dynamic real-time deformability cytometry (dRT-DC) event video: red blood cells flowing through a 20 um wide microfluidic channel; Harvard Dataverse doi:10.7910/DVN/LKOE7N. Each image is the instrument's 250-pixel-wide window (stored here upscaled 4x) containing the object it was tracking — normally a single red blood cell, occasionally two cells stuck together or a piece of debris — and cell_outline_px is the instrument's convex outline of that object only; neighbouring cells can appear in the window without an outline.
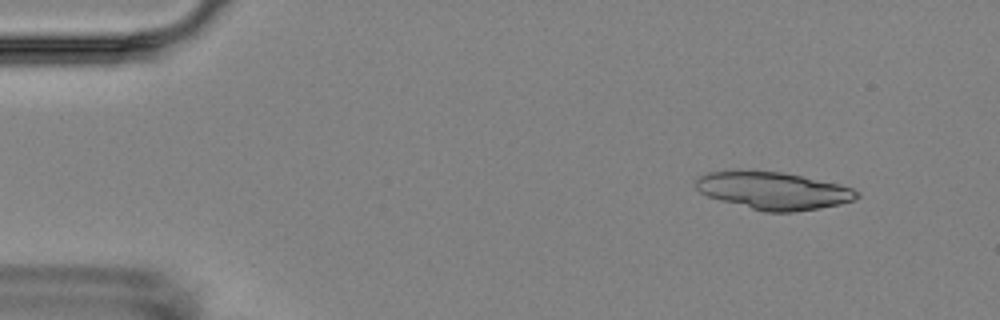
{"species": "Egyptian fruit bat (a non-hibernating species)", "species_latin": "Rousettus aegyptiacus", "temperature_condition": "room temperature", "stored_images_in_passage": 5, "camera_frame_rate_fps": 3000, "um_per_image_px": 0.085, "animal": {"sex": "female"}, "frame": {"image": 1, "passage_image": 2, "time_ms": 1.333, "image_size_px": [1000, 320], "cell_outline_px": [[860, 196], [856, 200], [840, 204], [820, 208], [792, 212], [764, 212], [720, 200], [708, 196], [700, 192], [696, 188], [692, 180], [696, 176], [708, 172], [784, 172], [840, 184], [852, 188], [860, 192]], "centroid_in_image_um": [65.75, 16.22], "position_along_channel_um": 19.2, "area_um2": 35.08}}